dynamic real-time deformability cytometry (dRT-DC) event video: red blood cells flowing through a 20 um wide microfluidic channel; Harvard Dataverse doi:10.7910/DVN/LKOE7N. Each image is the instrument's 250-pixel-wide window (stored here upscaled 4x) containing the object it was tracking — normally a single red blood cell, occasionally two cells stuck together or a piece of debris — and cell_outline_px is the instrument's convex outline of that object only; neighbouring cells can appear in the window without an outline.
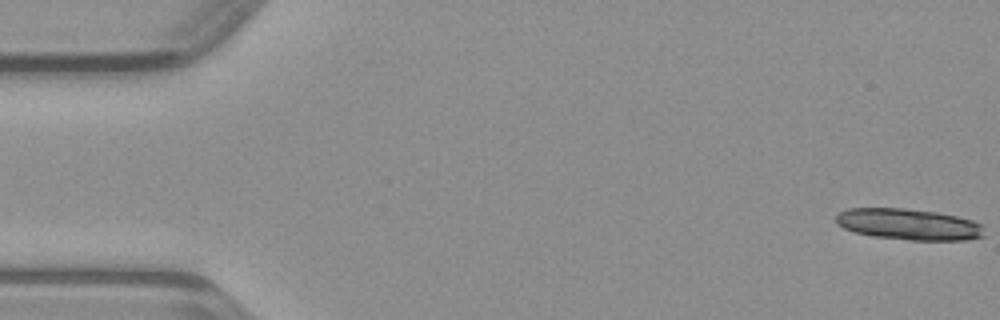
{"species": "common noctule bat (a hibernating species)", "species_latin": "Nyctalus noctula", "temperature_condition": "warm", "stored_images_in_passage": 35, "camera_frame_rate_fps": 3000, "um_per_image_px": 0.085, "animal": {"sex": "male", "body_mass_g": 23.1, "forearm_length_mm": 52.7}, "frame": {"image": 1, "passage_image": 1, "time_ms": 0.0, "image_size_px": [1000, 320], "cell_outline_px": [[984, 236], [964, 240], [908, 240], [872, 236], [856, 232], [844, 228], [836, 224], [836, 216], [840, 212], [848, 208], [904, 208], [936, 212], [956, 216], [972, 220], [984, 224]], "centroid_in_image_um": [77.26, 19.06], "position_along_channel_um": 7.7, "area_um2": 27.05}}
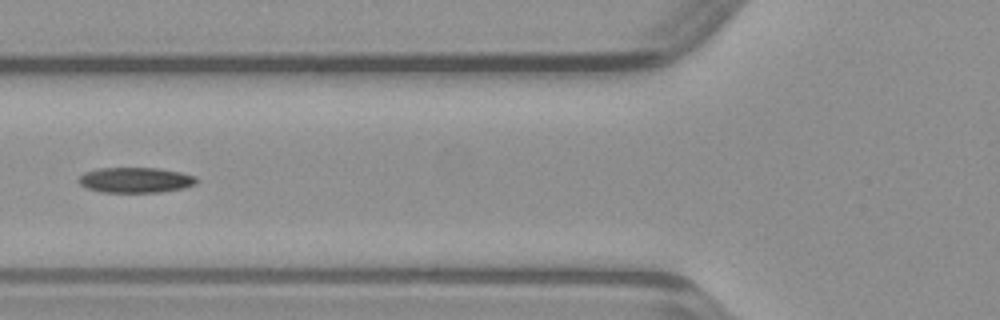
{"frame": {"image": 2, "passage_image": 19, "time_ms": 6.0, "image_size_px": [1000, 320], "cell_outline_px": [[200, 180], [196, 184], [184, 188], [160, 192], [104, 192], [88, 188], [80, 184], [76, 180], [84, 172], [100, 168], [160, 168], [180, 172], [196, 176]], "centroid_in_image_um": [11.56, 15.3], "position_along_channel_um": 114.2, "area_um2": 17.51}}
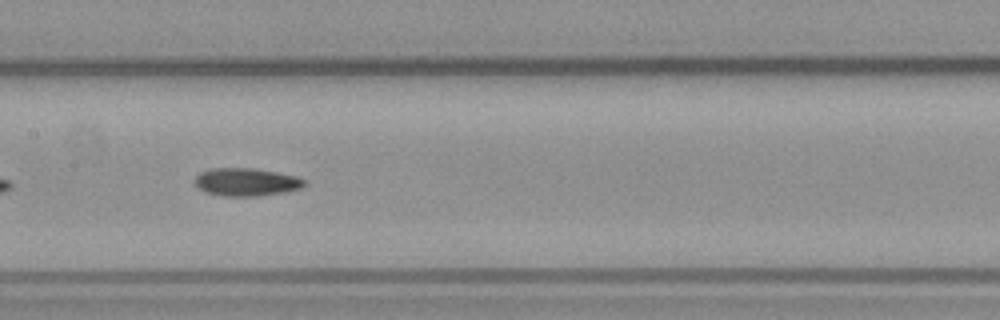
{"frame": {"image": 3, "passage_image": 24, "time_ms": 7.667, "image_size_px": [1000, 320], "cell_outline_px": [[308, 184], [300, 188], [284, 192], [256, 196], [224, 196], [204, 192], [196, 184], [196, 176], [200, 172], [208, 168], [252, 168], [276, 172], [296, 176], [304, 180]], "centroid_in_image_um": [20.93, 15.47], "position_along_channel_um": 186.5, "area_um2": 17.74}}